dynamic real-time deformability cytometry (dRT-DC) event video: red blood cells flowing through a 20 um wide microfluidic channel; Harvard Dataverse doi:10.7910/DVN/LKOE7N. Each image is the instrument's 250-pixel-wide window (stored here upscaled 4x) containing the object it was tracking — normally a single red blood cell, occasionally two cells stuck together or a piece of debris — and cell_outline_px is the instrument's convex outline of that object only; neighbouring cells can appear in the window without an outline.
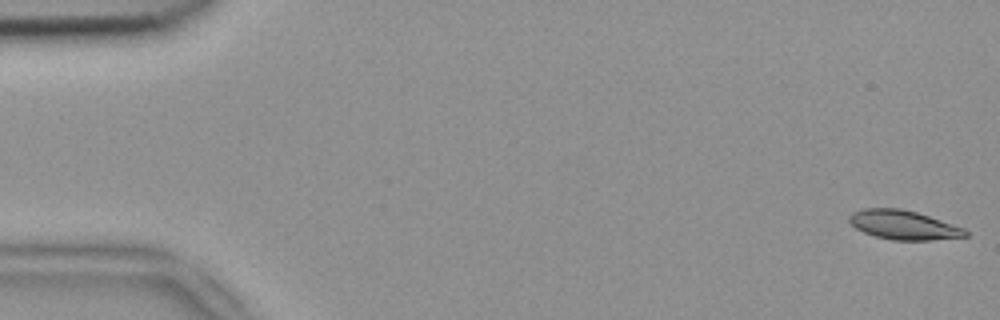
{"species": "common noctule bat (a hibernating species)", "species_latin": "Nyctalus noctula", "temperature_condition": "room temperature", "stored_images_in_passage": 4, "segment_of_instrument_passage": [2, 2], "camera_frame_rate_fps": 3000, "um_per_image_px": 0.085, "animal": {"sex": "female", "body_mass_g": 18.4}, "frame": {"image": 1, "passage_image": 4, "time_ms": 1.0, "image_size_px": [1000, 320], "cell_outline_px": [[968, 236], [932, 240], [892, 240], [876, 236], [864, 232], [856, 228], [848, 220], [848, 216], [852, 212], [864, 208], [900, 208], [916, 212], [964, 228], [968, 232]], "centroid_in_image_um": [76.78, 19.12], "position_along_channel_um": 8.2, "area_um2": 19.59}}